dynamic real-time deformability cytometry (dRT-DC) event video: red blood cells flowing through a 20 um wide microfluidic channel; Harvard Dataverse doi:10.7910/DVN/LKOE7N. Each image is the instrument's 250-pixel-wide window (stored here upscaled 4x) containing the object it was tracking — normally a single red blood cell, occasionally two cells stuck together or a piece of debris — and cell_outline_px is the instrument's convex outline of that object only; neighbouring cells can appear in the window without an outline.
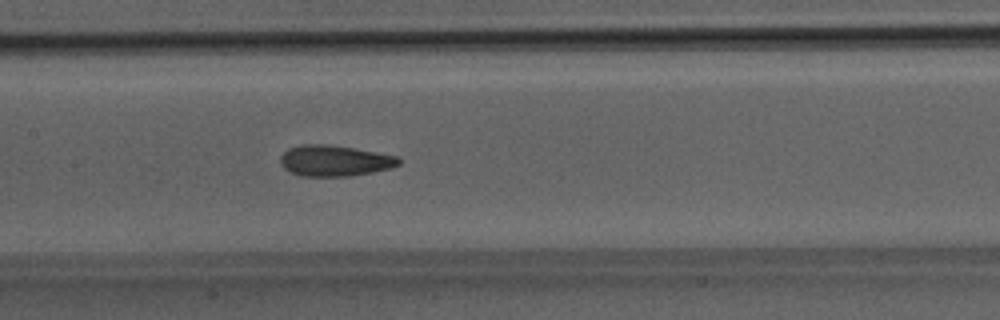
{"species": "Egyptian fruit bat (a non-hibernating species)", "species_latin": "Rousettus aegyptiacus", "temperature_condition": "room temperature", "stored_images_in_passage": 51, "camera_frame_rate_fps": 3000, "um_per_image_px": 0.085, "animal": {"sex": "male"}, "frame": {"image": 1, "passage_image": 25, "time_ms": 8.0, "image_size_px": [1000, 320], "cell_outline_px": [[400, 164], [392, 168], [352, 176], [300, 176], [284, 168], [280, 164], [280, 156], [288, 148], [304, 144], [328, 144], [352, 148], [396, 156], [400, 160]], "centroid_in_image_um": [28.42, 13.66], "position_along_channel_um": 179.0, "area_um2": 21.27}}
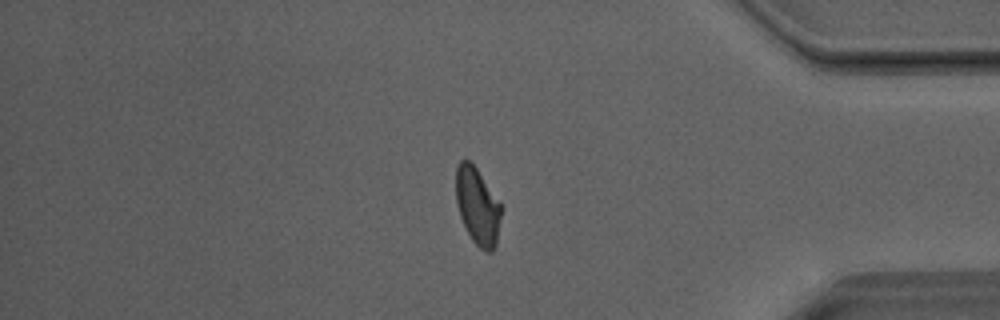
{"frame": {"image": 2, "passage_image": 43, "time_ms": 14.0, "image_size_px": [1000, 320], "cell_outline_px": [[504, 208], [496, 244], [492, 252], [484, 252], [472, 240], [460, 216], [456, 204], [456, 168], [460, 160], [464, 156], [476, 168], [504, 204]], "centroid_in_image_um": [40.64, 17.51], "position_along_channel_um": 394.6, "area_um2": 20.98}}
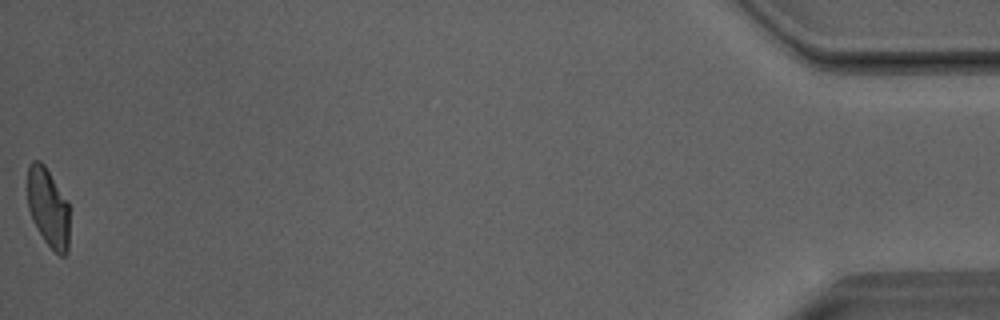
{"frame": {"image": 3, "passage_image": 51, "time_ms": 16.667, "image_size_px": [1000, 320], "cell_outline_px": [[68, 252], [64, 256], [60, 256], [44, 240], [32, 220], [28, 208], [28, 164], [32, 160], [40, 160], [44, 164], [68, 200]], "centroid_in_image_um": [4.09, 17.61], "position_along_channel_um": 431.1, "area_um2": 19.36}, "authors_computed_cell_mechanics": {"area_um2": 21.386, "velocity_mm_per_s": 4.0563, "shape_relaxation_time_tau1_ms": 7.0513, "shape_relaxation_time_tau2_ms": 1.6334, "deformation_change_tau1": 0.1661, "deformation_change_tau2": 0.0812}}